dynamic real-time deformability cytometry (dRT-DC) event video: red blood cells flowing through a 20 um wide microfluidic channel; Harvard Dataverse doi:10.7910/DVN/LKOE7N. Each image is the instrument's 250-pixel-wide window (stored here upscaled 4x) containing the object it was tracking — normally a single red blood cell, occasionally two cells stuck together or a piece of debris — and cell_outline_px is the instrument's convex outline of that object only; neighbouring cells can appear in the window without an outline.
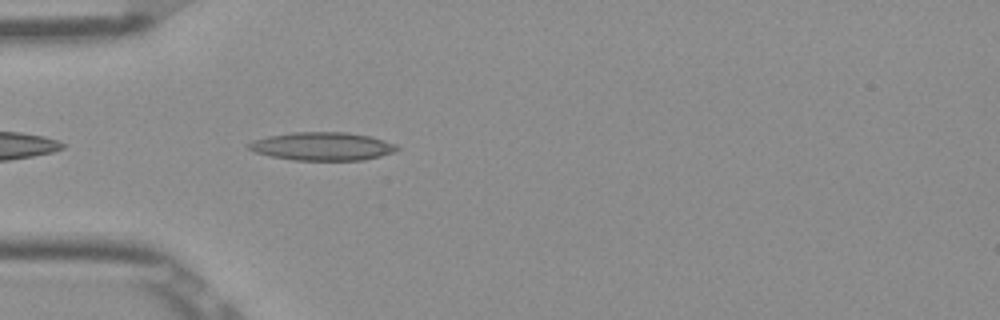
{"species": "Egyptian fruit bat (a non-hibernating species)", "species_latin": "Rousettus aegyptiacus", "temperature_condition": "room temperature", "stored_images_in_passage": 39, "camera_frame_rate_fps": 3000, "um_per_image_px": 0.085, "frame": {"image": 1, "passage_image": 3, "time_ms": 0.667, "image_size_px": [1000, 320], "cell_outline_px": [[400, 148], [396, 152], [364, 160], [292, 160], [252, 152], [244, 144], [252, 140], [268, 136], [292, 132], [348, 132], [372, 136], [396, 144]], "centroid_in_image_um": [27.39, 12.43], "position_along_channel_um": 57.6, "area_um2": 24.74}}
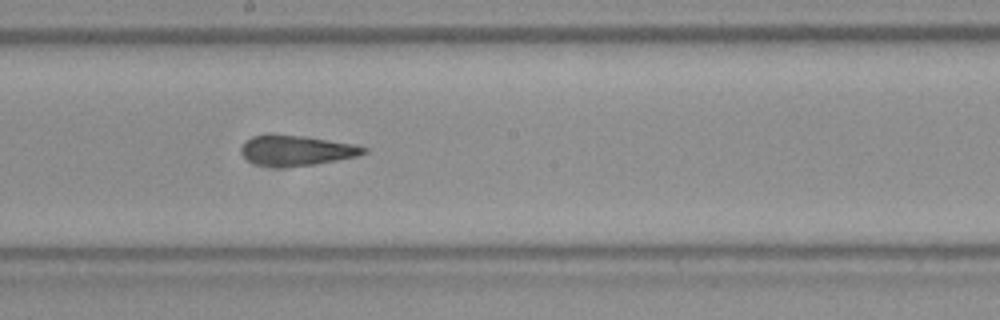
{"frame": {"image": 2, "passage_image": 16, "time_ms": 5.0, "image_size_px": [1000, 320], "cell_outline_px": [[368, 152], [356, 156], [336, 160], [312, 164], [256, 164], [248, 160], [240, 152], [240, 148], [252, 136], [304, 136], [356, 144], [368, 148]], "centroid_in_image_um": [25.28, 12.76], "position_along_channel_um": 222.9, "area_um2": 20.35}}
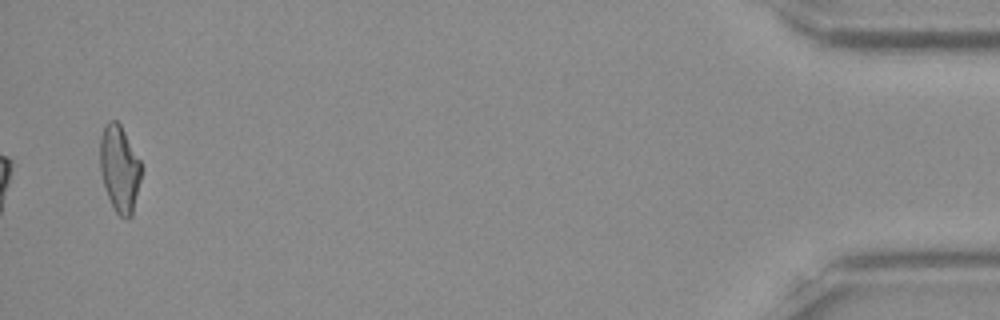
{"frame": {"image": 3, "passage_image": 38, "time_ms": 12.333, "image_size_px": [1000, 320], "cell_outline_px": [[140, 180], [132, 216], [128, 220], [124, 220], [116, 212], [108, 196], [100, 172], [100, 140], [104, 124], [108, 120], [116, 120], [120, 124], [140, 160]], "centroid_in_image_um": [10.15, 14.34], "position_along_channel_um": 425.1, "area_um2": 20.69}, "authors_computed_cell_mechanics": {"area_um2": 21.1548, "velocity_mm_per_s": 3.9083, "shape_relaxation_time_tau1_ms": null, "shape_relaxation_time_tau2_ms": 4.0598, "deformation_change_tau1": null, "deformation_change_tau2": 0.1489}}